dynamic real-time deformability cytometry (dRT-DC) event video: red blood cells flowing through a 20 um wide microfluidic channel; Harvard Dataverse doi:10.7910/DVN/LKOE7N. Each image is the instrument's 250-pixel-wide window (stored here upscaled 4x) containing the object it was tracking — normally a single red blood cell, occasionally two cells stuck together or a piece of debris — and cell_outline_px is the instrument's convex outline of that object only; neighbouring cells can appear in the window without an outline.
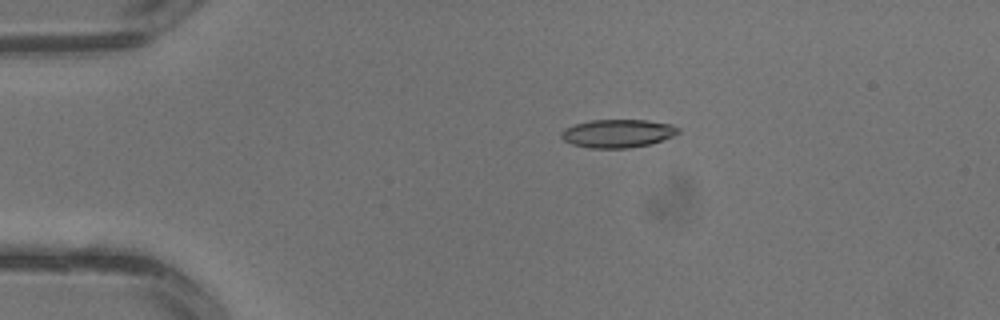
{"species": "common noctule bat (a hibernating species)", "species_latin": "Nyctalus noctula", "temperature_condition": "warm", "stored_images_in_passage": 3, "camera_frame_rate_fps": 3000, "um_per_image_px": 0.085, "animal": {"sex": "male", "body_mass_g": 13.3}, "frame": {"image": 1, "passage_image": 2, "time_ms": 0.333, "image_size_px": [1000, 320], "cell_outline_px": [[680, 132], [672, 136], [652, 144], [628, 148], [588, 148], [572, 144], [564, 140], [560, 136], [560, 132], [564, 128], [576, 124], [592, 120], [648, 120], [672, 124], [680, 128]], "centroid_in_image_um": [52.51, 11.34], "position_along_channel_um": 32.5, "area_um2": 19.36}}